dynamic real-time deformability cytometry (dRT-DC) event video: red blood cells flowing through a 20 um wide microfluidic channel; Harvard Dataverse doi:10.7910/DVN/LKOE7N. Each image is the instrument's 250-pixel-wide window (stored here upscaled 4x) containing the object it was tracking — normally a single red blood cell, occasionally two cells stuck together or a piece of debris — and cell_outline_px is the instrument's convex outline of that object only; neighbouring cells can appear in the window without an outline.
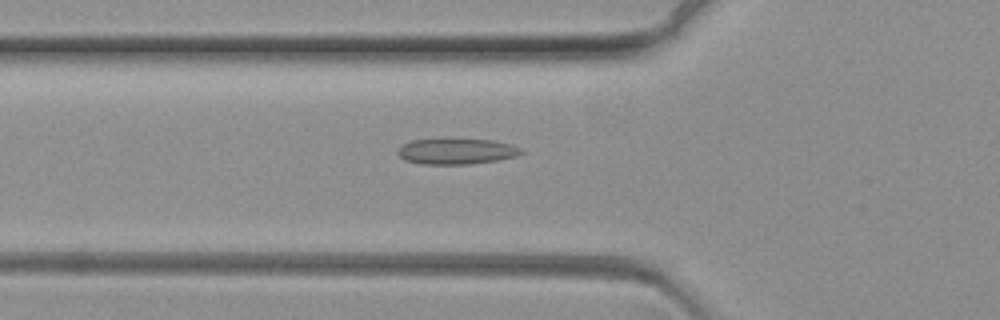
{"species": "common noctule bat (a hibernating species)", "species_latin": "Nyctalus noctula", "temperature_condition": "warm", "stored_images_in_passage": 49, "camera_frame_rate_fps": 3000, "um_per_image_px": 0.085, "animal": {"sex": "female", "body_mass_g": 19.3, "forearm_length_mm": 54.1}, "frame": {"image": 1, "passage_image": 3, "time_ms": 0.667, "image_size_px": [1000, 320], "cell_outline_px": [[524, 152], [516, 156], [496, 160], [468, 164], [420, 164], [404, 160], [396, 152], [404, 144], [412, 140], [492, 140], [508, 144], [520, 148]], "centroid_in_image_um": [38.78, 12.88], "position_along_channel_um": 87.0, "area_um2": 18.03}}
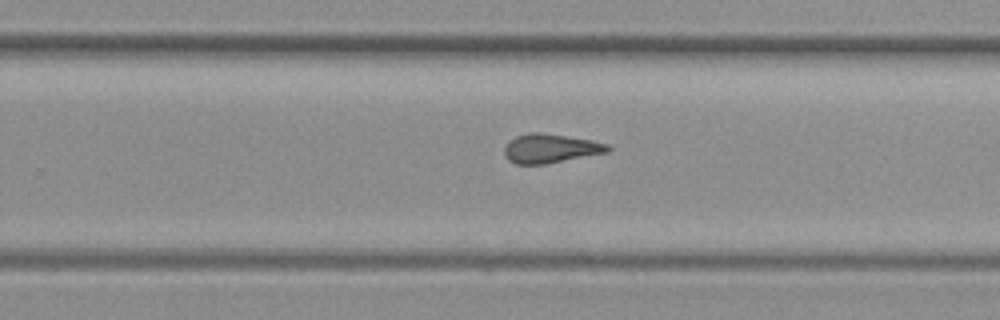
{"frame": {"image": 2, "passage_image": 23, "time_ms": 7.333, "image_size_px": [1000, 320], "cell_outline_px": [[612, 148], [608, 152], [544, 164], [516, 164], [508, 160], [504, 152], [504, 148], [508, 140], [516, 136], [528, 132], [540, 132], [592, 140], [608, 144]], "centroid_in_image_um": [46.76, 12.61], "position_along_channel_um": 283.0, "area_um2": 17.51}}
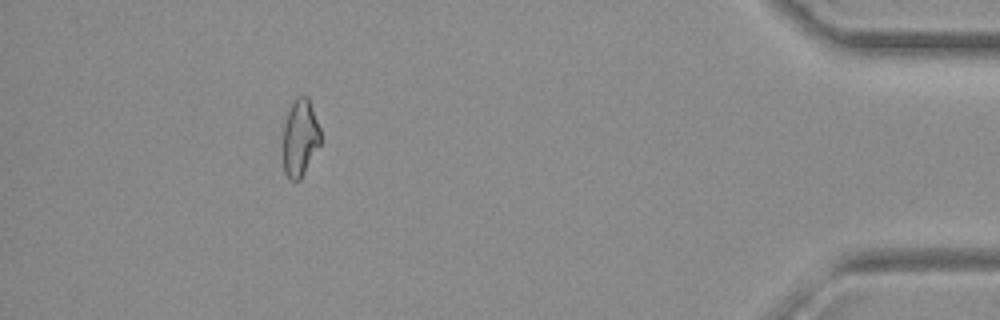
{"frame": {"image": 3, "passage_image": 42, "time_ms": 13.667, "image_size_px": [1000, 320], "cell_outline_px": [[320, 144], [300, 180], [288, 180], [284, 172], [284, 124], [288, 112], [296, 96], [308, 96], [320, 128]], "centroid_in_image_um": [25.51, 11.72], "position_along_channel_um": 409.7, "area_um2": 16.65}}